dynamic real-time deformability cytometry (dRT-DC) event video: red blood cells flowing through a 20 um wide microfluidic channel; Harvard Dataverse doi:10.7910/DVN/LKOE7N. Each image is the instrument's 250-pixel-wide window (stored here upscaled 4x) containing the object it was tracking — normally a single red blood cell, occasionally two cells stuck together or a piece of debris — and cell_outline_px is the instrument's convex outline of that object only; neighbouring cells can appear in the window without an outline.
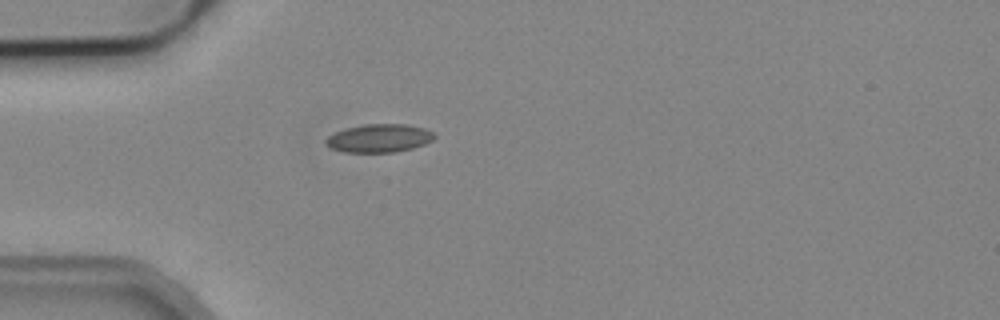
{"species": "common noctule bat (a hibernating species)", "species_latin": "Nyctalus noctula", "temperature_condition": "cold", "stored_images_in_passage": 1, "camera_frame_rate_fps": 3000, "um_per_image_px": 0.085, "animal": {"sex": "male", "body_mass_g": 19.2, "forearm_length_mm": 51.8}, "frame": {"image": 1, "passage_image": 1, "time_ms": 0.0, "image_size_px": [1000, 320], "cell_outline_px": [[436, 136], [432, 140], [424, 144], [412, 148], [396, 152], [344, 152], [328, 148], [324, 144], [324, 140], [328, 136], [344, 128], [364, 124], [408, 124], [424, 128], [436, 132]], "centroid_in_image_um": [32.21, 11.74], "position_along_channel_um": 52.8, "area_um2": 18.15}}